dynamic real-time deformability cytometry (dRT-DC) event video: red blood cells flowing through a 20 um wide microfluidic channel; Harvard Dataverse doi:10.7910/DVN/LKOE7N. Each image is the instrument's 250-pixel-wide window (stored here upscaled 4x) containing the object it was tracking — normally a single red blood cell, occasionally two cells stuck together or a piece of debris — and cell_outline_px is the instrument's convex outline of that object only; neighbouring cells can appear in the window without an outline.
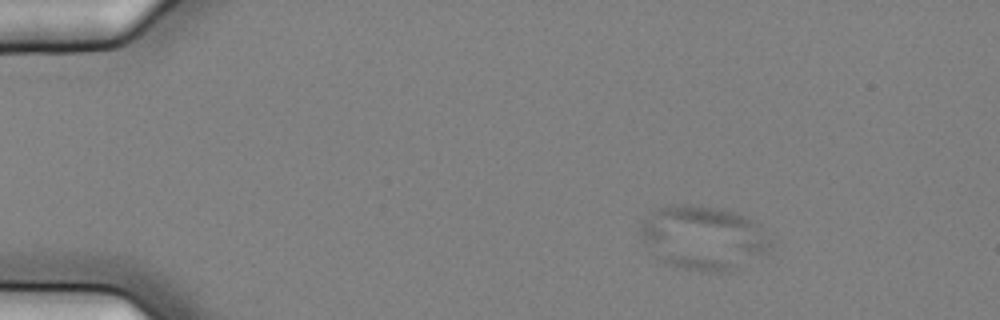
{"species": "common noctule bat (a hibernating species)", "species_latin": "Nyctalus noctula", "temperature_condition": "cold", "stored_images_in_passage": 6, "camera_frame_rate_fps": 3000, "um_per_image_px": 0.085, "animal": {"sex": "female", "body_mass_g": 25.1}, "frame": {"image": 1, "passage_image": 4, "time_ms": 1.0, "image_size_px": [1000, 320], "cell_outline_px": [[772, 248], [768, 252], [736, 268], [724, 272], [700, 272], [676, 268], [664, 264], [636, 232], [644, 216], [668, 204], [684, 204], [720, 208], [740, 212], [748, 216], [760, 224], [772, 244]], "centroid_in_image_um": [59.77, 20.2], "position_along_channel_um": 25.2, "area_um2": 49.36}}